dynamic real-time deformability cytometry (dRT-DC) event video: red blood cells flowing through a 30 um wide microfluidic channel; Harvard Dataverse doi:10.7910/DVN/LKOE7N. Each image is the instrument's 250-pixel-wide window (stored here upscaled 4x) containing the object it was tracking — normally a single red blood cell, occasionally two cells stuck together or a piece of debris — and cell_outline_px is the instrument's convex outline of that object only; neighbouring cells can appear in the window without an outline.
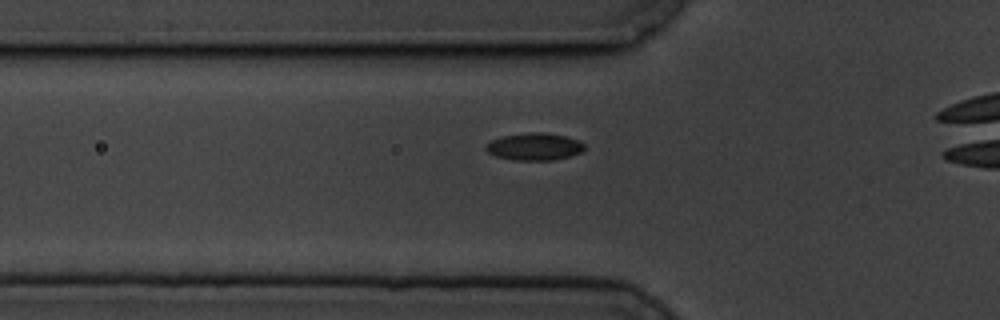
{"species": "common noctule bat (a hibernating species)", "species_latin": "Nyctalus noctula", "temperature_condition": "cold", "stored_images_in_passage": 33, "camera_frame_rate_fps": 3000, "um_per_image_px": 0.085, "animal": {"sex": "male", "body_mass_g": 19.5, "forearm_length_mm": 54.6}, "frame": {"image": 1, "passage_image": 4, "time_ms": 1.0, "image_size_px": [1000, 320], "cell_outline_px": [[584, 148], [580, 152], [568, 156], [552, 160], [512, 160], [496, 156], [488, 152], [484, 148], [492, 140], [500, 136], [528, 132], [544, 132], [564, 136], [580, 140], [584, 144]], "centroid_in_image_um": [45.4, 12.45], "position_along_channel_um": 80.4, "area_um2": 15.61}}
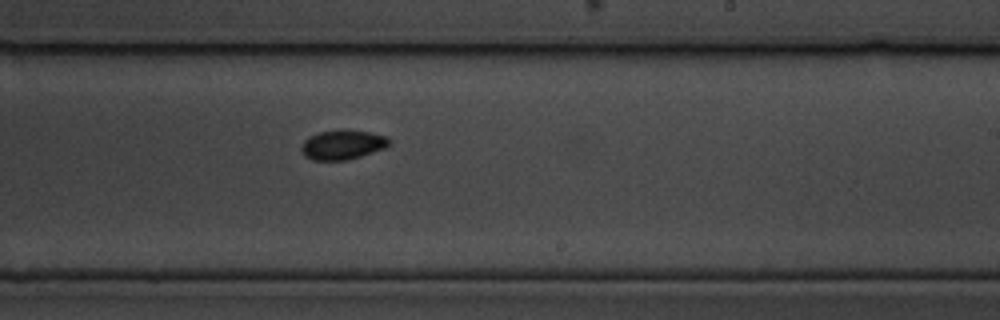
{"frame": {"image": 2, "passage_image": 20, "time_ms": 6.333, "image_size_px": [1000, 320], "cell_outline_px": [[392, 140], [384, 148], [360, 156], [344, 160], [312, 160], [304, 156], [300, 148], [304, 140], [308, 136], [320, 132], [340, 128], [348, 128], [372, 132], [388, 136]], "centroid_in_image_um": [29.11, 12.26], "position_along_channel_um": 259.9, "area_um2": 15.49}}
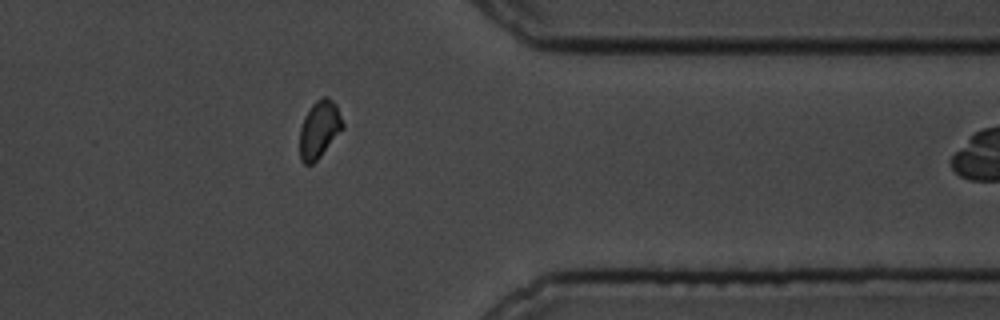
{"frame": {"image": 3, "passage_image": 32, "time_ms": 10.333, "image_size_px": [1000, 320], "cell_outline_px": [[344, 128], [320, 156], [312, 164], [304, 164], [300, 160], [300, 128], [304, 116], [312, 104], [320, 96], [328, 96], [336, 104], [344, 124]], "centroid_in_image_um": [27.14, 10.96], "position_along_channel_um": 384.3, "area_um2": 14.45}}